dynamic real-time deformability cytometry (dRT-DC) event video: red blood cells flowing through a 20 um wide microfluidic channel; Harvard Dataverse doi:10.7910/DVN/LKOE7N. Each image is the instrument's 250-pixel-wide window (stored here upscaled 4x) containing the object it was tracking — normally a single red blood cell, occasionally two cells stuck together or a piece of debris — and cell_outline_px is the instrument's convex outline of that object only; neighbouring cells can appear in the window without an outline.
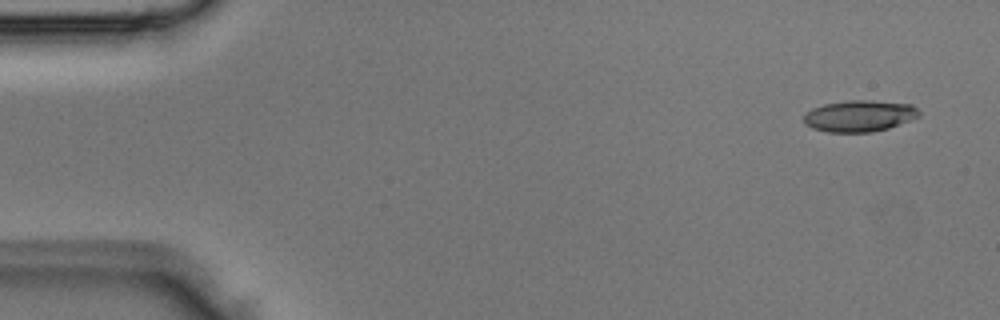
{"species": "Egyptian fruit bat (a non-hibernating species)", "species_latin": "Rousettus aegyptiacus", "temperature_condition": "room temperature", "stored_images_in_passage": 2, "camera_frame_rate_fps": 3000, "um_per_image_px": 0.085, "animal": {"sex": "male"}, "frame": {"image": 1, "passage_image": 1, "time_ms": 0.0, "image_size_px": [1000, 320], "cell_outline_px": [[920, 116], [888, 128], [872, 132], [828, 132], [812, 128], [804, 124], [804, 112], [812, 108], [824, 104], [848, 100], [872, 100], [912, 104], [920, 112]], "centroid_in_image_um": [73.02, 9.85], "position_along_channel_um": 12.0, "area_um2": 21.21}}